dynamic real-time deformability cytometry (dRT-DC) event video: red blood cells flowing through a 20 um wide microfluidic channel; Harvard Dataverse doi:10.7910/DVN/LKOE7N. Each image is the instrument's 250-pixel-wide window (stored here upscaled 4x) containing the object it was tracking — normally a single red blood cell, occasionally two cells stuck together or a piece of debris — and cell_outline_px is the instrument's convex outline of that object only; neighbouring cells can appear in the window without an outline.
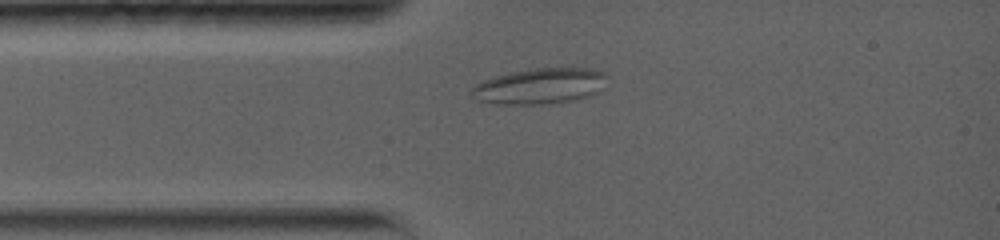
{"species": "common noctule bat (a hibernating species)", "species_latin": "Nyctalus noctula", "temperature_condition": "warm", "stored_images_in_passage": 11, "camera_frame_rate_fps": 5000, "um_per_image_px": 0.085, "animal": {"sex": "female", "body_mass_g": 19.0, "forearm_length_mm": 56.7}, "frame": {"image": 1, "passage_image": 7, "time_ms": 2.8, "image_size_px": [1000, 240], "cell_outline_px": [[608, 76], [604, 88], [580, 100], [544, 104], [500, 104], [480, 100], [472, 96], [468, 92], [476, 84], [484, 80], [508, 72], [536, 68], [592, 68], [604, 72]], "centroid_in_image_um": [45.94, 7.31], "position_along_channel_um": 39.1, "area_um2": 28.5}}
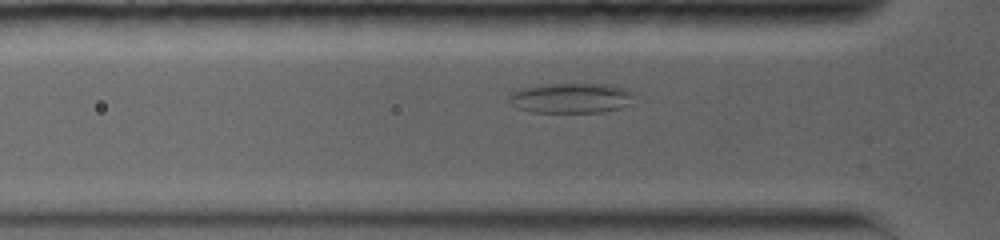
{"frame": {"image": 2, "passage_image": 10, "time_ms": 4.0, "image_size_px": [1000, 240], "cell_outline_px": [[632, 96], [620, 108], [600, 112], [532, 112], [516, 108], [508, 104], [508, 96], [512, 92], [520, 88], [552, 84], [608, 84], [620, 88], [628, 92]], "centroid_in_image_um": [48.37, 8.34], "position_along_channel_um": 77.4, "area_um2": 21.44}}